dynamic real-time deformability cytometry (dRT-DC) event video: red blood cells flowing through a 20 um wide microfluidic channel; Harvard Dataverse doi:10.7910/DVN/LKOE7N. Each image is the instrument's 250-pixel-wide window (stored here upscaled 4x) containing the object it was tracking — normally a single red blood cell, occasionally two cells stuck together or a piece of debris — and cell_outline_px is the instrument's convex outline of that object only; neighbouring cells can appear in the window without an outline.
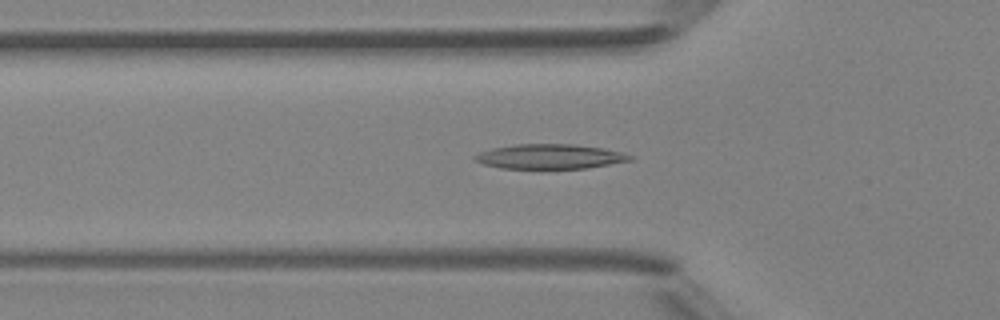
{"species": "Egyptian fruit bat (a non-hibernating species)", "species_latin": "Rousettus aegyptiacus", "temperature_condition": "room temperature", "stored_images_in_passage": 48, "camera_frame_rate_fps": 3000, "um_per_image_px": 0.085, "animal": {"sex": "female"}, "frame": {"image": 1, "passage_image": 16, "time_ms": 5.0, "image_size_px": [1000, 320], "cell_outline_px": [[632, 160], [584, 168], [500, 168], [484, 164], [476, 160], [472, 156], [480, 152], [492, 148], [516, 144], [572, 144], [604, 148], [620, 152], [632, 156]], "centroid_in_image_um": [46.71, 13.29], "position_along_channel_um": 79.1, "area_um2": 22.02}}
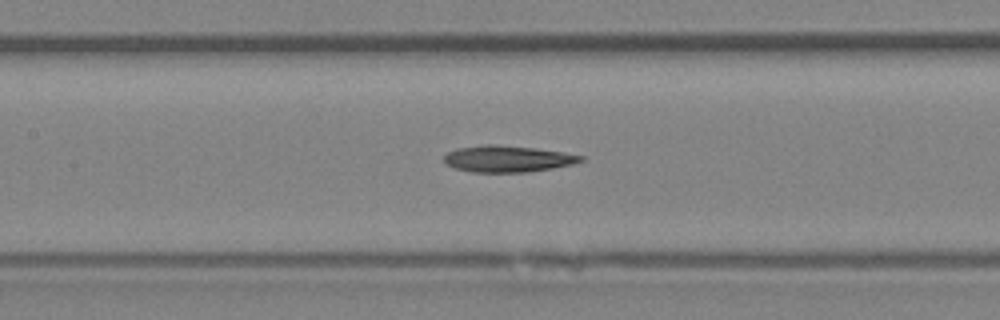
{"frame": {"image": 2, "passage_image": 22, "time_ms": 7.0, "image_size_px": [1000, 320], "cell_outline_px": [[584, 160], [572, 164], [552, 168], [528, 172], [472, 172], [456, 168], [448, 164], [444, 160], [444, 156], [448, 152], [456, 148], [488, 144], [492, 144], [536, 148], [564, 152], [584, 156]], "centroid_in_image_um": [43.16, 13.49], "position_along_channel_um": 164.2, "area_um2": 20.98}}
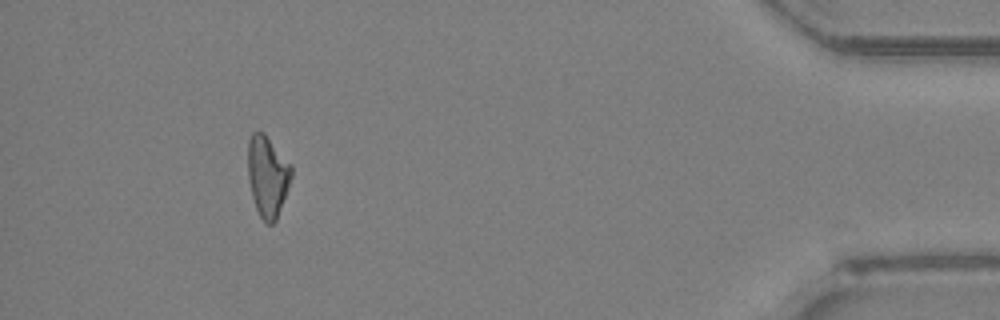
{"frame": {"image": 3, "passage_image": 44, "time_ms": 14.333, "image_size_px": [1000, 320], "cell_outline_px": [[292, 176], [276, 220], [272, 224], [264, 224], [256, 208], [252, 196], [248, 180], [248, 140], [252, 132], [264, 132], [292, 164]], "centroid_in_image_um": [22.74, 14.95], "position_along_channel_um": 412.5, "area_um2": 20.69}, "authors_computed_cell_mechanics": {"area_um2": 21.2993, "velocity_mm_per_s": 4.2611, "shape_relaxation_time_tau1_ms": 10.1285, "shape_relaxation_time_tau2_ms": null, "deformation_change_tau1": 0.1928, "deformation_change_tau2": null}}